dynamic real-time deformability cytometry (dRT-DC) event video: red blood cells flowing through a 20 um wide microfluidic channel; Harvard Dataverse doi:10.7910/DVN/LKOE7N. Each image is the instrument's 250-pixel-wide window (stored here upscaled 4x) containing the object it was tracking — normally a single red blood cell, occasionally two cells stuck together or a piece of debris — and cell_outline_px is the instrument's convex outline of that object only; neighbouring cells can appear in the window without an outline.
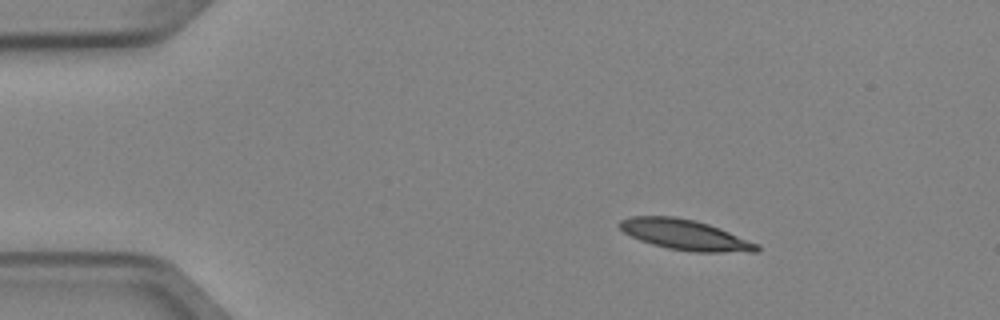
{"species": "Egyptian fruit bat (a non-hibernating species)", "species_latin": "Rousettus aegyptiacus", "temperature_condition": "cold", "stored_images_in_passage": 4, "camera_frame_rate_fps": 3000, "um_per_image_px": 0.085, "animal": {"sex": "female"}, "frame": {"image": 1, "passage_image": 2, "time_ms": 0.333, "image_size_px": [1000, 320], "cell_outline_px": [[760, 248], [756, 252], [692, 252], [668, 248], [652, 244], [640, 240], [624, 232], [620, 228], [620, 220], [632, 216], [672, 216], [692, 220], [708, 224], [720, 228], [760, 244]], "centroid_in_image_um": [58.27, 19.97], "position_along_channel_um": 26.7, "area_um2": 24.16}}